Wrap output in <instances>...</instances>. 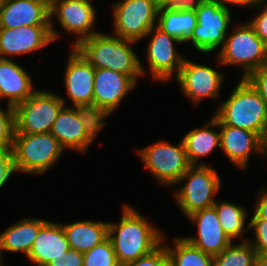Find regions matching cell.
Here are the masks:
<instances>
[{"label":"cell","mask_w":267,"mask_h":266,"mask_svg":"<svg viewBox=\"0 0 267 266\" xmlns=\"http://www.w3.org/2000/svg\"><path fill=\"white\" fill-rule=\"evenodd\" d=\"M123 207L120 222L108 223V237L119 265L149 254L165 239L163 233L153 227L133 207L129 205Z\"/></svg>","instance_id":"1"},{"label":"cell","mask_w":267,"mask_h":266,"mask_svg":"<svg viewBox=\"0 0 267 266\" xmlns=\"http://www.w3.org/2000/svg\"><path fill=\"white\" fill-rule=\"evenodd\" d=\"M134 41L118 36L96 33L77 43L74 48L95 68L110 69L130 76L135 82L145 70L135 51Z\"/></svg>","instance_id":"2"},{"label":"cell","mask_w":267,"mask_h":266,"mask_svg":"<svg viewBox=\"0 0 267 266\" xmlns=\"http://www.w3.org/2000/svg\"><path fill=\"white\" fill-rule=\"evenodd\" d=\"M213 116L219 125L253 131L262 139L267 130V105L246 78H241L228 100Z\"/></svg>","instance_id":"3"},{"label":"cell","mask_w":267,"mask_h":266,"mask_svg":"<svg viewBox=\"0 0 267 266\" xmlns=\"http://www.w3.org/2000/svg\"><path fill=\"white\" fill-rule=\"evenodd\" d=\"M64 148L49 132L42 134H14L12 146L16 172L44 173L62 155Z\"/></svg>","instance_id":"4"},{"label":"cell","mask_w":267,"mask_h":266,"mask_svg":"<svg viewBox=\"0 0 267 266\" xmlns=\"http://www.w3.org/2000/svg\"><path fill=\"white\" fill-rule=\"evenodd\" d=\"M64 106V98L36 90L26 101L14 106L15 134L49 133Z\"/></svg>","instance_id":"5"},{"label":"cell","mask_w":267,"mask_h":266,"mask_svg":"<svg viewBox=\"0 0 267 266\" xmlns=\"http://www.w3.org/2000/svg\"><path fill=\"white\" fill-rule=\"evenodd\" d=\"M219 50V65H241L245 70L241 78L267 64V48L249 23L227 35Z\"/></svg>","instance_id":"6"},{"label":"cell","mask_w":267,"mask_h":266,"mask_svg":"<svg viewBox=\"0 0 267 266\" xmlns=\"http://www.w3.org/2000/svg\"><path fill=\"white\" fill-rule=\"evenodd\" d=\"M187 179L186 185L180 187L174 194L179 208L189 217L215 204L213 197L221 187V180L217 171L205 166L204 163L191 165L182 175L179 183Z\"/></svg>","instance_id":"7"},{"label":"cell","mask_w":267,"mask_h":266,"mask_svg":"<svg viewBox=\"0 0 267 266\" xmlns=\"http://www.w3.org/2000/svg\"><path fill=\"white\" fill-rule=\"evenodd\" d=\"M159 0H123L114 4L115 36L138 42L156 25Z\"/></svg>","instance_id":"8"},{"label":"cell","mask_w":267,"mask_h":266,"mask_svg":"<svg viewBox=\"0 0 267 266\" xmlns=\"http://www.w3.org/2000/svg\"><path fill=\"white\" fill-rule=\"evenodd\" d=\"M195 12L197 25L187 42L191 41L201 53H209L222 46L231 23L230 9L215 0H205Z\"/></svg>","instance_id":"9"},{"label":"cell","mask_w":267,"mask_h":266,"mask_svg":"<svg viewBox=\"0 0 267 266\" xmlns=\"http://www.w3.org/2000/svg\"><path fill=\"white\" fill-rule=\"evenodd\" d=\"M138 153L147 169L164 185L179 183L182 175L191 166L183 141L174 146L161 140L138 150Z\"/></svg>","instance_id":"10"},{"label":"cell","mask_w":267,"mask_h":266,"mask_svg":"<svg viewBox=\"0 0 267 266\" xmlns=\"http://www.w3.org/2000/svg\"><path fill=\"white\" fill-rule=\"evenodd\" d=\"M51 26V37L58 38L50 19V0H0V28Z\"/></svg>","instance_id":"11"},{"label":"cell","mask_w":267,"mask_h":266,"mask_svg":"<svg viewBox=\"0 0 267 266\" xmlns=\"http://www.w3.org/2000/svg\"><path fill=\"white\" fill-rule=\"evenodd\" d=\"M151 33H153V37L147 49L149 70L154 80L168 81L172 78L174 70L176 71L175 75H178L184 63L185 58L176 52L174 46V43L182 42L163 32L157 26L148 32V34Z\"/></svg>","instance_id":"12"},{"label":"cell","mask_w":267,"mask_h":266,"mask_svg":"<svg viewBox=\"0 0 267 266\" xmlns=\"http://www.w3.org/2000/svg\"><path fill=\"white\" fill-rule=\"evenodd\" d=\"M54 15L62 29L78 34L72 47L81 40L99 33L91 31L96 19V10L90 1L50 0V19Z\"/></svg>","instance_id":"13"},{"label":"cell","mask_w":267,"mask_h":266,"mask_svg":"<svg viewBox=\"0 0 267 266\" xmlns=\"http://www.w3.org/2000/svg\"><path fill=\"white\" fill-rule=\"evenodd\" d=\"M223 74L211 67L184 60L176 76L182 92L189 97L194 105L201 99L219 97Z\"/></svg>","instance_id":"14"},{"label":"cell","mask_w":267,"mask_h":266,"mask_svg":"<svg viewBox=\"0 0 267 266\" xmlns=\"http://www.w3.org/2000/svg\"><path fill=\"white\" fill-rule=\"evenodd\" d=\"M51 26H21L0 28V59L9 55H22L47 46L53 39Z\"/></svg>","instance_id":"15"},{"label":"cell","mask_w":267,"mask_h":266,"mask_svg":"<svg viewBox=\"0 0 267 266\" xmlns=\"http://www.w3.org/2000/svg\"><path fill=\"white\" fill-rule=\"evenodd\" d=\"M197 224V237H184L190 244L212 257L225 250L232 240L222 229L215 208L202 209L188 217Z\"/></svg>","instance_id":"16"},{"label":"cell","mask_w":267,"mask_h":266,"mask_svg":"<svg viewBox=\"0 0 267 266\" xmlns=\"http://www.w3.org/2000/svg\"><path fill=\"white\" fill-rule=\"evenodd\" d=\"M67 62L64 81L73 107L93 104L95 68L74 47Z\"/></svg>","instance_id":"17"},{"label":"cell","mask_w":267,"mask_h":266,"mask_svg":"<svg viewBox=\"0 0 267 266\" xmlns=\"http://www.w3.org/2000/svg\"><path fill=\"white\" fill-rule=\"evenodd\" d=\"M215 127H220V148L228 159L239 168H246L253 152L262 154V138L253 131L219 125L215 118Z\"/></svg>","instance_id":"18"},{"label":"cell","mask_w":267,"mask_h":266,"mask_svg":"<svg viewBox=\"0 0 267 266\" xmlns=\"http://www.w3.org/2000/svg\"><path fill=\"white\" fill-rule=\"evenodd\" d=\"M135 85L136 82L128 75L110 69H95L93 104L112 113Z\"/></svg>","instance_id":"19"},{"label":"cell","mask_w":267,"mask_h":266,"mask_svg":"<svg viewBox=\"0 0 267 266\" xmlns=\"http://www.w3.org/2000/svg\"><path fill=\"white\" fill-rule=\"evenodd\" d=\"M70 249L62 224L46 221L40 228L27 256L38 266H46Z\"/></svg>","instance_id":"20"},{"label":"cell","mask_w":267,"mask_h":266,"mask_svg":"<svg viewBox=\"0 0 267 266\" xmlns=\"http://www.w3.org/2000/svg\"><path fill=\"white\" fill-rule=\"evenodd\" d=\"M31 77L16 62L0 59V100L7 98L8 105L26 101L36 90Z\"/></svg>","instance_id":"21"},{"label":"cell","mask_w":267,"mask_h":266,"mask_svg":"<svg viewBox=\"0 0 267 266\" xmlns=\"http://www.w3.org/2000/svg\"><path fill=\"white\" fill-rule=\"evenodd\" d=\"M50 133L66 149L86 152L92 142L86 134L76 108L63 107L54 121Z\"/></svg>","instance_id":"22"},{"label":"cell","mask_w":267,"mask_h":266,"mask_svg":"<svg viewBox=\"0 0 267 266\" xmlns=\"http://www.w3.org/2000/svg\"><path fill=\"white\" fill-rule=\"evenodd\" d=\"M47 220L25 218L0 234V256L3 251L23 252L29 255L41 226Z\"/></svg>","instance_id":"23"},{"label":"cell","mask_w":267,"mask_h":266,"mask_svg":"<svg viewBox=\"0 0 267 266\" xmlns=\"http://www.w3.org/2000/svg\"><path fill=\"white\" fill-rule=\"evenodd\" d=\"M69 247L85 253L103 242L108 237V223L94 221H78L63 225Z\"/></svg>","instance_id":"24"},{"label":"cell","mask_w":267,"mask_h":266,"mask_svg":"<svg viewBox=\"0 0 267 266\" xmlns=\"http://www.w3.org/2000/svg\"><path fill=\"white\" fill-rule=\"evenodd\" d=\"M210 126H215L214 116L203 128H195L182 138L190 165H199L200 158L209 155L214 148H220V132L209 129Z\"/></svg>","instance_id":"25"},{"label":"cell","mask_w":267,"mask_h":266,"mask_svg":"<svg viewBox=\"0 0 267 266\" xmlns=\"http://www.w3.org/2000/svg\"><path fill=\"white\" fill-rule=\"evenodd\" d=\"M158 17L156 26L182 43L191 38L192 32L197 25L196 12L174 11L163 4L159 7Z\"/></svg>","instance_id":"26"},{"label":"cell","mask_w":267,"mask_h":266,"mask_svg":"<svg viewBox=\"0 0 267 266\" xmlns=\"http://www.w3.org/2000/svg\"><path fill=\"white\" fill-rule=\"evenodd\" d=\"M174 241V248L165 246L168 266H213V257L190 244L185 238H176Z\"/></svg>","instance_id":"27"},{"label":"cell","mask_w":267,"mask_h":266,"mask_svg":"<svg viewBox=\"0 0 267 266\" xmlns=\"http://www.w3.org/2000/svg\"><path fill=\"white\" fill-rule=\"evenodd\" d=\"M213 207L216 210L222 229L231 240L239 238L243 232L245 233L244 225L248 212L242 206L223 201L221 203L215 202Z\"/></svg>","instance_id":"28"},{"label":"cell","mask_w":267,"mask_h":266,"mask_svg":"<svg viewBox=\"0 0 267 266\" xmlns=\"http://www.w3.org/2000/svg\"><path fill=\"white\" fill-rule=\"evenodd\" d=\"M257 252L248 239L240 244L232 243L219 255L213 257V266H254Z\"/></svg>","instance_id":"29"},{"label":"cell","mask_w":267,"mask_h":266,"mask_svg":"<svg viewBox=\"0 0 267 266\" xmlns=\"http://www.w3.org/2000/svg\"><path fill=\"white\" fill-rule=\"evenodd\" d=\"M75 108L86 134L93 142L96 135H98V132L105 126L103 119L110 115L111 112L108 109L95 104L78 105L75 106Z\"/></svg>","instance_id":"30"},{"label":"cell","mask_w":267,"mask_h":266,"mask_svg":"<svg viewBox=\"0 0 267 266\" xmlns=\"http://www.w3.org/2000/svg\"><path fill=\"white\" fill-rule=\"evenodd\" d=\"M83 266H120L109 237L83 253Z\"/></svg>","instance_id":"31"},{"label":"cell","mask_w":267,"mask_h":266,"mask_svg":"<svg viewBox=\"0 0 267 266\" xmlns=\"http://www.w3.org/2000/svg\"><path fill=\"white\" fill-rule=\"evenodd\" d=\"M14 134V106L8 105L7 110L0 107V150H12Z\"/></svg>","instance_id":"32"},{"label":"cell","mask_w":267,"mask_h":266,"mask_svg":"<svg viewBox=\"0 0 267 266\" xmlns=\"http://www.w3.org/2000/svg\"><path fill=\"white\" fill-rule=\"evenodd\" d=\"M120 266H168L167 250L161 243L149 254Z\"/></svg>","instance_id":"33"},{"label":"cell","mask_w":267,"mask_h":266,"mask_svg":"<svg viewBox=\"0 0 267 266\" xmlns=\"http://www.w3.org/2000/svg\"><path fill=\"white\" fill-rule=\"evenodd\" d=\"M254 228L255 241H249L259 255H267V220L251 219L247 228Z\"/></svg>","instance_id":"34"},{"label":"cell","mask_w":267,"mask_h":266,"mask_svg":"<svg viewBox=\"0 0 267 266\" xmlns=\"http://www.w3.org/2000/svg\"><path fill=\"white\" fill-rule=\"evenodd\" d=\"M246 79L258 91L267 105V64L253 71Z\"/></svg>","instance_id":"35"},{"label":"cell","mask_w":267,"mask_h":266,"mask_svg":"<svg viewBox=\"0 0 267 266\" xmlns=\"http://www.w3.org/2000/svg\"><path fill=\"white\" fill-rule=\"evenodd\" d=\"M14 172L16 170L12 150H0V189Z\"/></svg>","instance_id":"36"},{"label":"cell","mask_w":267,"mask_h":266,"mask_svg":"<svg viewBox=\"0 0 267 266\" xmlns=\"http://www.w3.org/2000/svg\"><path fill=\"white\" fill-rule=\"evenodd\" d=\"M46 266H83V253L69 249L59 258L50 261Z\"/></svg>","instance_id":"37"},{"label":"cell","mask_w":267,"mask_h":266,"mask_svg":"<svg viewBox=\"0 0 267 266\" xmlns=\"http://www.w3.org/2000/svg\"><path fill=\"white\" fill-rule=\"evenodd\" d=\"M249 24L254 28L255 33L267 48V4L264 6L263 11L255 19L250 21Z\"/></svg>","instance_id":"38"},{"label":"cell","mask_w":267,"mask_h":266,"mask_svg":"<svg viewBox=\"0 0 267 266\" xmlns=\"http://www.w3.org/2000/svg\"><path fill=\"white\" fill-rule=\"evenodd\" d=\"M205 0H165L162 4L174 11H196Z\"/></svg>","instance_id":"39"},{"label":"cell","mask_w":267,"mask_h":266,"mask_svg":"<svg viewBox=\"0 0 267 266\" xmlns=\"http://www.w3.org/2000/svg\"><path fill=\"white\" fill-rule=\"evenodd\" d=\"M260 196L257 200V205L251 219L267 220V190L260 189Z\"/></svg>","instance_id":"40"},{"label":"cell","mask_w":267,"mask_h":266,"mask_svg":"<svg viewBox=\"0 0 267 266\" xmlns=\"http://www.w3.org/2000/svg\"><path fill=\"white\" fill-rule=\"evenodd\" d=\"M221 6L228 8V5H236V6H249V7H257L259 4L261 5L264 3V0H215ZM266 1V0H265ZM228 4V5H227Z\"/></svg>","instance_id":"41"},{"label":"cell","mask_w":267,"mask_h":266,"mask_svg":"<svg viewBox=\"0 0 267 266\" xmlns=\"http://www.w3.org/2000/svg\"><path fill=\"white\" fill-rule=\"evenodd\" d=\"M254 266H267V255H259L257 254Z\"/></svg>","instance_id":"42"},{"label":"cell","mask_w":267,"mask_h":266,"mask_svg":"<svg viewBox=\"0 0 267 266\" xmlns=\"http://www.w3.org/2000/svg\"><path fill=\"white\" fill-rule=\"evenodd\" d=\"M262 154H263V156H264V154H265V156L267 154V130H266V133L262 139Z\"/></svg>","instance_id":"43"},{"label":"cell","mask_w":267,"mask_h":266,"mask_svg":"<svg viewBox=\"0 0 267 266\" xmlns=\"http://www.w3.org/2000/svg\"><path fill=\"white\" fill-rule=\"evenodd\" d=\"M0 266H3L2 257L0 256Z\"/></svg>","instance_id":"44"}]
</instances>
